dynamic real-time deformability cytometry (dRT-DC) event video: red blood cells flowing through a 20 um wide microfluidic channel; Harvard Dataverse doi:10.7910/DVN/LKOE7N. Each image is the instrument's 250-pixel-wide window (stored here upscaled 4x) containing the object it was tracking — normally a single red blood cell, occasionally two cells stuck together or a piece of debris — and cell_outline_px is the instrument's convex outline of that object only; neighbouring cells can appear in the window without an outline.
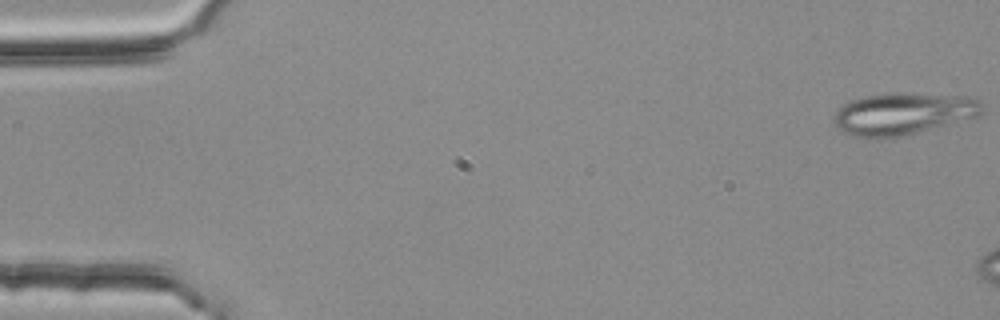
{"species": "common noctule bat (a hibernating species)", "species_latin": "Nyctalus noctula", "temperature_condition": "room temperature", "stored_images_in_passage": 16, "camera_frame_rate_fps": 3000, "um_per_image_px": 0.085, "animal": {"sex": "female", "body_mass_g": 25.1}, "frame": {"image": 1, "passage_image": 1, "time_ms": 0.0, "image_size_px": [1000, 320], "cell_outline_px": [[984, 108], [980, 116], [896, 136], [876, 140], [872, 140], [856, 136], [844, 132], [832, 120], [832, 116], [844, 104], [852, 100], [864, 96], [888, 92], [904, 92], [964, 96], [980, 100]], "centroid_in_image_um": [76.75, 9.64], "position_along_channel_um": 8.3, "area_um2": 36.24}}